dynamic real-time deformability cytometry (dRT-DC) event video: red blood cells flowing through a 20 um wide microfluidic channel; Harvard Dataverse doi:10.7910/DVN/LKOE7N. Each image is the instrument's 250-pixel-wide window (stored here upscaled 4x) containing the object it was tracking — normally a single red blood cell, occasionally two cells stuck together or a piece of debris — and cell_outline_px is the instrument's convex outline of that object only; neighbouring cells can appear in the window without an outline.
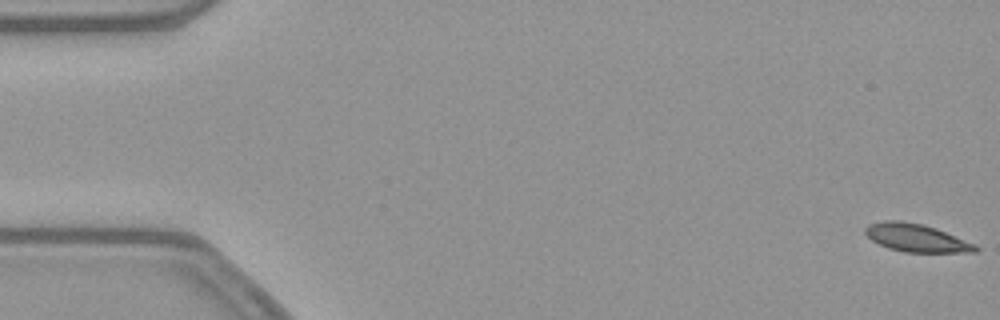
{"species": "common noctule bat (a hibernating species)", "species_latin": "Nyctalus noctula", "temperature_condition": "warm", "stored_images_in_passage": 54, "camera_frame_rate_fps": 3000, "um_per_image_px": 0.085, "animal": {"sex": "female", "body_mass_g": 21.9}, "frame": {"image": 1, "passage_image": 1, "time_ms": 0.0, "image_size_px": [1000, 320], "cell_outline_px": [[980, 248], [976, 252], [904, 252], [888, 248], [872, 240], [864, 232], [864, 228], [868, 224], [884, 220], [900, 220], [924, 224], [936, 228], [976, 244]], "centroid_in_image_um": [77.89, 20.21], "position_along_channel_um": 7.1, "area_um2": 18.03}}
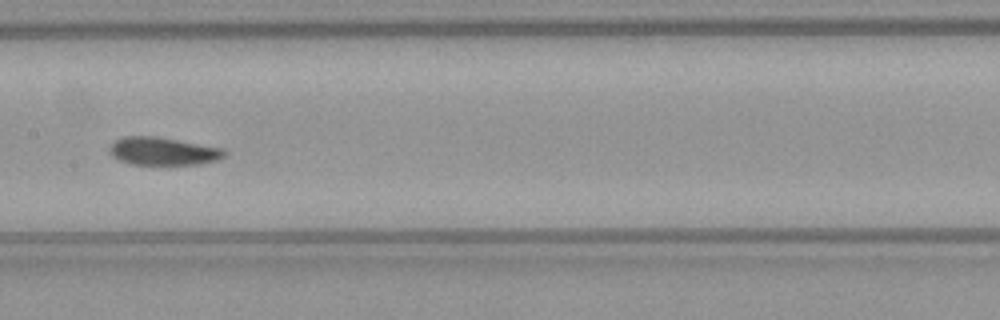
{"frame": {"image": 2, "passage_image": 27, "time_ms": 8.667, "image_size_px": [1000, 320], "cell_outline_px": [[228, 152], [224, 156], [216, 160], [200, 164], [132, 164], [120, 160], [112, 156], [108, 152], [108, 148], [116, 140], [124, 136], [156, 136], [224, 148]], "centroid_in_image_um": [13.86, 12.84], "position_along_channel_um": 193.5, "area_um2": 18.67}}
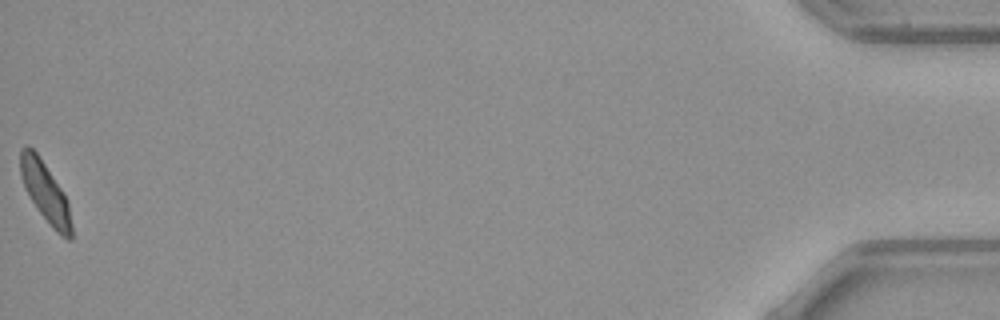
{"frame": {"image": 3, "passage_image": 54, "time_ms": 17.667, "image_size_px": [1000, 320], "cell_outline_px": [[72, 240], [68, 240], [60, 236], [52, 228], [40, 212], [24, 188], [20, 176], [20, 148], [24, 144], [28, 144], [36, 152], [68, 200], [72, 224]], "centroid_in_image_um": [3.85, 16.35], "position_along_channel_um": 431.4, "area_um2": 17.8}, "authors_computed_cell_mechanics": {"area_um2": 18.6694, "velocity_mm_per_s": 3.8492, "shape_relaxation_time_tau1_ms": 4.1014, "shape_relaxation_time_tau2_ms": 2.2628, "deformation_change_tau1": 0.1322, "deformation_change_tau2": 0.0767}}